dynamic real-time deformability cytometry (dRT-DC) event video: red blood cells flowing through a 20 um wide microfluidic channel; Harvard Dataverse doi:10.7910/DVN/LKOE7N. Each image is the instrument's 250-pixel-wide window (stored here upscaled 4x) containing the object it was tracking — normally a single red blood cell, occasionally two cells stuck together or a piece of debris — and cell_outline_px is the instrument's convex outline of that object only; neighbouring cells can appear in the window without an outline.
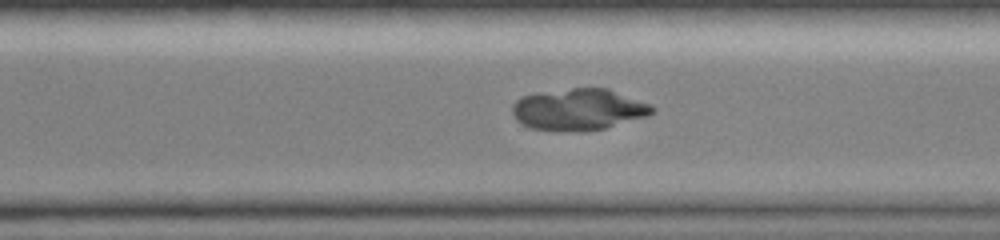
{"species": "common noctule bat (a hibernating species)", "species_latin": "Nyctalus noctula", "temperature_condition": "room temperature", "stored_images_in_passage": 32, "camera_frame_rate_fps": 3000, "um_per_image_px": 0.085, "animal": {"sex": "female", "body_mass_g": 19.0, "forearm_length_mm": 51.5}, "frame": {"image": 1, "passage_image": 26, "time_ms": 8.333, "image_size_px": [1000, 240], "cell_outline_px": [[656, 112], [648, 116], [604, 128], [560, 132], [532, 128], [520, 124], [512, 116], [512, 104], [520, 96], [536, 92], [572, 88], [608, 88], [648, 104], [656, 108]], "centroid_in_image_um": [49.12, 9.3], "position_along_channel_um": 321.5, "area_um2": 34.04}}